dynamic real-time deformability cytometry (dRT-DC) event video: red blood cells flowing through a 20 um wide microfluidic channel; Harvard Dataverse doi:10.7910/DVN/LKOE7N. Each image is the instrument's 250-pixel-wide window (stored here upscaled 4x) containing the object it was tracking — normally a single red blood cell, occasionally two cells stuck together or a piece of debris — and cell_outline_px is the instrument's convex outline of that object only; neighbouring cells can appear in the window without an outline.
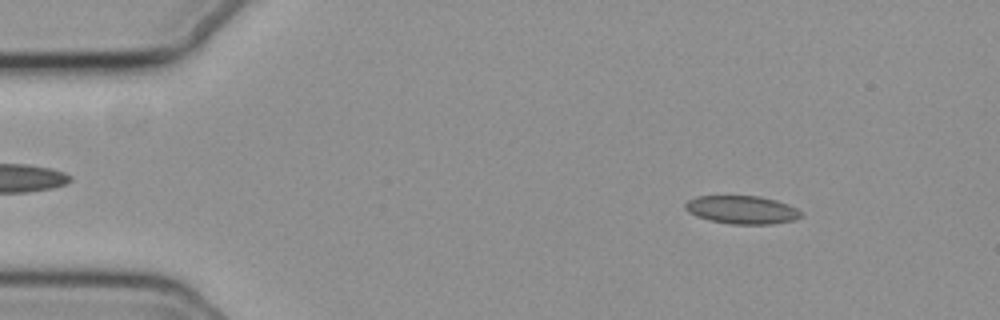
{"species": "common noctule bat (a hibernating species)", "species_latin": "Nyctalus noctula", "temperature_condition": "cold", "stored_images_in_passage": 55, "camera_frame_rate_fps": 3000, "um_per_image_px": 0.085, "animal": {"sex": "female", "body_mass_g": 19.3, "forearm_length_mm": 54.1}, "frame": {"image": 1, "passage_image": 7, "time_ms": 2.0, "image_size_px": [1000, 320], "cell_outline_px": [[804, 216], [796, 220], [772, 224], [732, 224], [712, 220], [696, 216], [688, 212], [684, 208], [684, 204], [688, 200], [696, 196], [760, 196], [776, 200], [788, 204], [804, 212]], "centroid_in_image_um": [63.11, 17.83], "position_along_channel_um": 21.9, "area_um2": 19.19}}
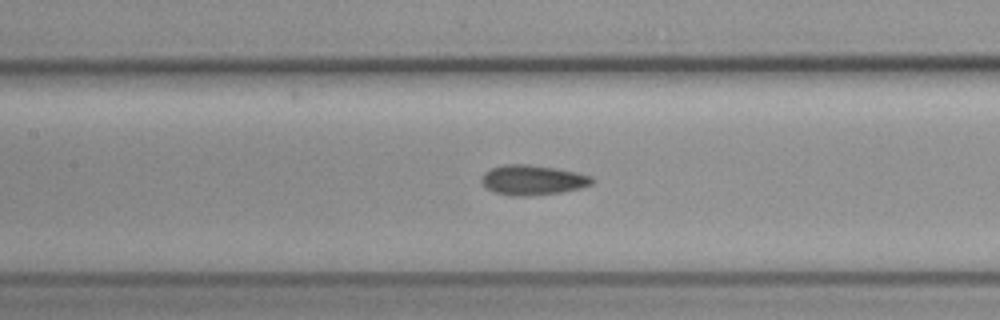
{"frame": {"image": 2, "passage_image": 25, "time_ms": 8.0, "image_size_px": [1000, 320], "cell_outline_px": [[596, 180], [592, 184], [580, 188], [560, 192], [528, 196], [512, 196], [496, 192], [484, 188], [480, 180], [480, 176], [484, 172], [492, 168], [504, 164], [528, 164], [556, 168], [576, 172], [592, 176]], "centroid_in_image_um": [45.25, 15.3], "position_along_channel_um": 162.1, "area_um2": 19.48}}
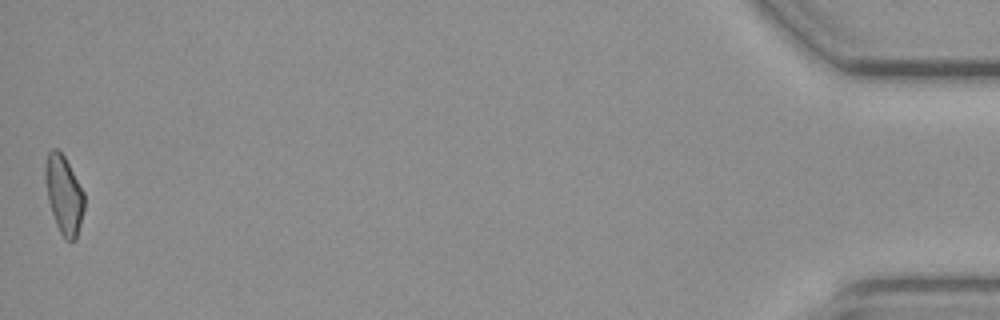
{"frame": {"image": 3, "passage_image": 55, "time_ms": 18.0, "image_size_px": [1000, 320], "cell_outline_px": [[84, 208], [76, 240], [68, 240], [60, 232], [56, 224], [48, 200], [44, 180], [44, 164], [48, 152], [52, 148], [56, 148], [64, 156], [84, 192]], "centroid_in_image_um": [5.41, 16.51], "position_along_channel_um": 429.8, "area_um2": 17.69}, "authors_computed_cell_mechanics": {"area_um2": 18.7272, "velocity_mm_per_s": 3.7179, "shape_relaxation_time_tau1_ms": null, "shape_relaxation_time_tau2_ms": 8.0254, "deformation_change_tau1": null, "deformation_change_tau2": 0.1216}}